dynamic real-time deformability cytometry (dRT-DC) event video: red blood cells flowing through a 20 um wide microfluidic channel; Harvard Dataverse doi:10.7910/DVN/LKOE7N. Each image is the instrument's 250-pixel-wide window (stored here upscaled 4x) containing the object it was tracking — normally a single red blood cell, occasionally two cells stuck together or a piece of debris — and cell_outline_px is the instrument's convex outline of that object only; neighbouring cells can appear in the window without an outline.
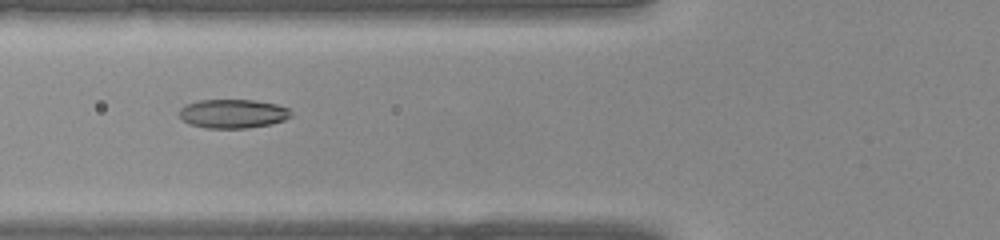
{"species": "common noctule bat (a hibernating species)", "species_latin": "Nyctalus noctula", "temperature_condition": "warm", "stored_images_in_passage": 31, "camera_frame_rate_fps": 3000, "um_per_image_px": 0.085, "animal": {"sex": "female", "body_mass_g": 22.0, "forearm_length_mm": 56.7}, "frame": {"image": 1, "passage_image": 6, "time_ms": 1.667, "image_size_px": [1000, 240], "cell_outline_px": [[292, 116], [284, 120], [272, 124], [248, 128], [204, 128], [188, 124], [180, 116], [180, 108], [184, 104], [200, 100], [256, 100], [276, 104], [288, 108], [292, 112]], "centroid_in_image_um": [19.8, 9.66], "position_along_channel_um": 106.0, "area_um2": 19.02}}
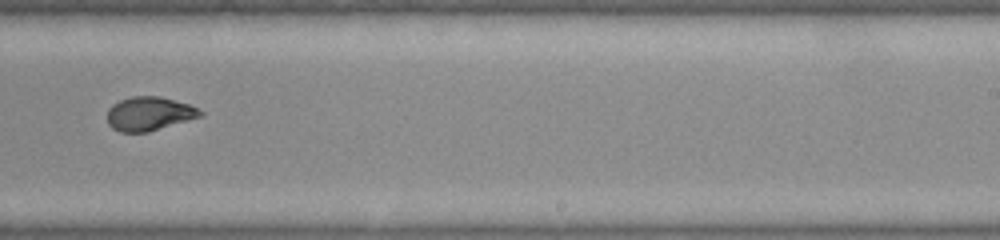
{"frame": {"image": 2, "passage_image": 16, "time_ms": 5.0, "image_size_px": [1000, 240], "cell_outline_px": [[204, 116], [148, 132], [120, 132], [112, 128], [108, 124], [108, 108], [112, 104], [120, 100], [132, 96], [160, 96], [188, 104], [204, 112]], "centroid_in_image_um": [12.69, 9.67], "position_along_channel_um": 276.3, "area_um2": 18.44}}
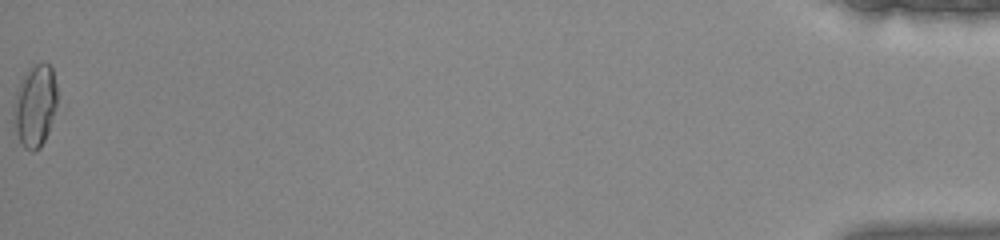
{"frame": {"image": 3, "passage_image": 31, "time_ms": 10.0, "image_size_px": [1000, 240], "cell_outline_px": [[56, 104], [48, 132], [40, 148], [32, 152], [24, 148], [16, 132], [12, 116], [12, 104], [20, 80], [36, 64], [48, 64], [52, 68], [56, 84]], "centroid_in_image_um": [2.94, 9.02], "position_along_channel_um": 432.3, "area_um2": 20.63}}